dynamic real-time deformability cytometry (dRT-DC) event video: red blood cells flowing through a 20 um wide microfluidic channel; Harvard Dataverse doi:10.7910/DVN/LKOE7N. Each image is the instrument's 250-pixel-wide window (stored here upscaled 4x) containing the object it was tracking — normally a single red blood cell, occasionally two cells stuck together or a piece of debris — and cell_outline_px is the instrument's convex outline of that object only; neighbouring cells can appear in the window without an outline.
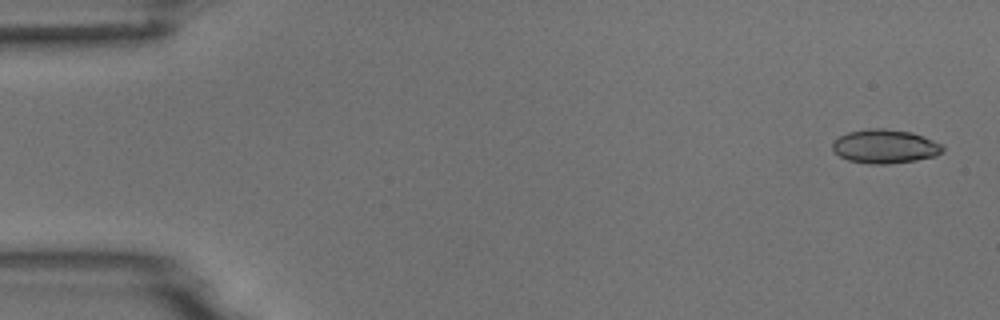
{"species": "common noctule bat (a hibernating species)", "species_latin": "Nyctalus noctula", "temperature_condition": "room temperature", "stored_images_in_passage": 4, "camera_frame_rate_fps": 3000, "um_per_image_px": 0.085, "animal": {"sex": "male", "body_mass_g": 18.8}, "frame": {"image": 1, "passage_image": 1, "time_ms": 0.0, "image_size_px": [1000, 320], "cell_outline_px": [[944, 152], [936, 156], [916, 160], [888, 164], [868, 164], [848, 160], [840, 156], [832, 148], [832, 144], [840, 136], [848, 132], [868, 128], [884, 128], [912, 132], [924, 136], [944, 144]], "centroid_in_image_um": [75.28, 12.44], "position_along_channel_um": 9.7, "area_um2": 21.96}}